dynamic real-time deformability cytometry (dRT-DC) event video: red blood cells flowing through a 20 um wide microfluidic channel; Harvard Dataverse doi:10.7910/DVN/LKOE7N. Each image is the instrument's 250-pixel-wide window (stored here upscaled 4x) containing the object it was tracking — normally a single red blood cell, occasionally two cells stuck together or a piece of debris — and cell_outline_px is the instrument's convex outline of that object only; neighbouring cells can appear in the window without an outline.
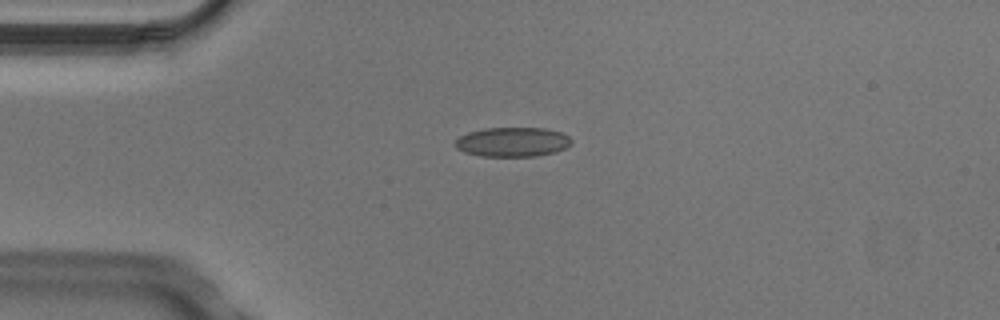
{"species": "Egyptian fruit bat (a non-hibernating species)", "species_latin": "Rousettus aegyptiacus", "temperature_condition": "cold", "stored_images_in_passage": 4, "camera_frame_rate_fps": 3000, "um_per_image_px": 0.085, "animal": {"sex": "male"}, "frame": {"image": 1, "passage_image": 1, "time_ms": 0.0, "image_size_px": [1000, 320], "cell_outline_px": [[572, 144], [556, 152], [536, 156], [480, 156], [464, 152], [456, 148], [452, 144], [460, 136], [468, 132], [484, 128], [548, 128], [560, 132], [568, 136], [572, 140]], "centroid_in_image_um": [43.55, 12.06], "position_along_channel_um": 41.5, "area_um2": 20.11}}
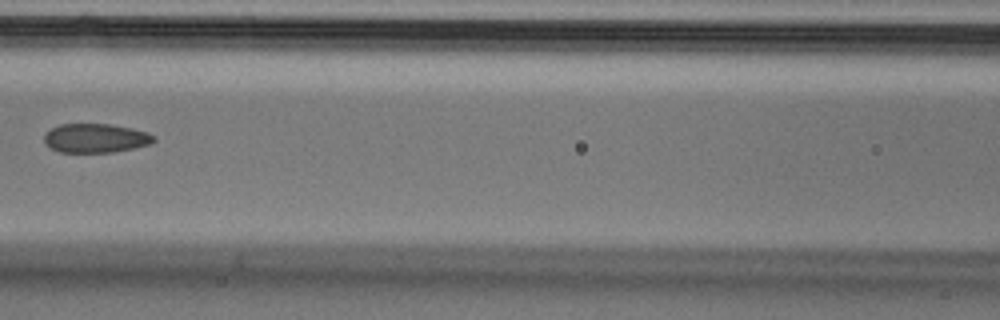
{"frame": {"image": 2, "passage_image": 4, "time_ms": 1.0, "image_size_px": [1000, 320], "cell_outline_px": [[156, 140], [152, 144], [112, 152], [60, 152], [44, 144], [44, 132], [60, 124], [108, 124], [132, 128], [148, 132], [156, 136]], "centroid_in_image_um": [8.13, 11.74], "position_along_channel_um": 158.5, "area_um2": 18.67}}